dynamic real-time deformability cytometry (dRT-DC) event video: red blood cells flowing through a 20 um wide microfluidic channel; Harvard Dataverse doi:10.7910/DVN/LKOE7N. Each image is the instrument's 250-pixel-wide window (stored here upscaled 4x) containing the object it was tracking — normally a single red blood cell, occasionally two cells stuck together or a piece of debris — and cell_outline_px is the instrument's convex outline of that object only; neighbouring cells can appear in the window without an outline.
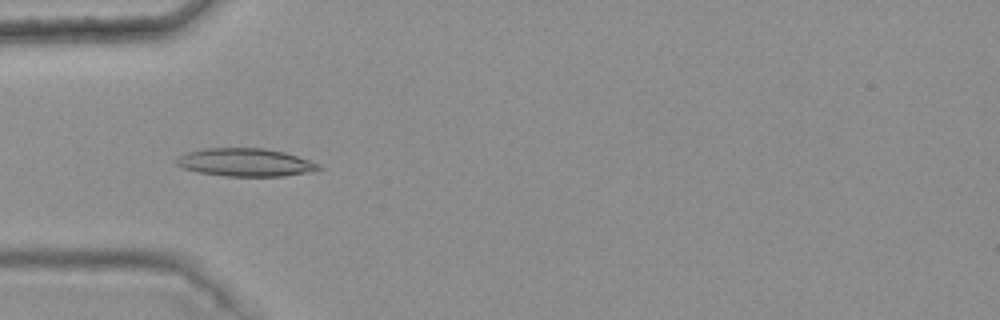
{"species": "common noctule bat (a hibernating species)", "species_latin": "Nyctalus noctula", "temperature_condition": "warm", "stored_images_in_passage": 8, "camera_frame_rate_fps": 3000, "um_per_image_px": 0.085, "animal": {"sex": "female", "body_mass_g": 25.1}, "frame": {"image": 1, "passage_image": 6, "time_ms": 1.667, "image_size_px": [1000, 320], "cell_outline_px": [[324, 168], [312, 172], [284, 176], [224, 176], [200, 172], [184, 168], [176, 164], [172, 160], [188, 152], [204, 148], [264, 148], [284, 152], [320, 164]], "centroid_in_image_um": [20.87, 13.8], "position_along_channel_um": 64.1, "area_um2": 23.24}}
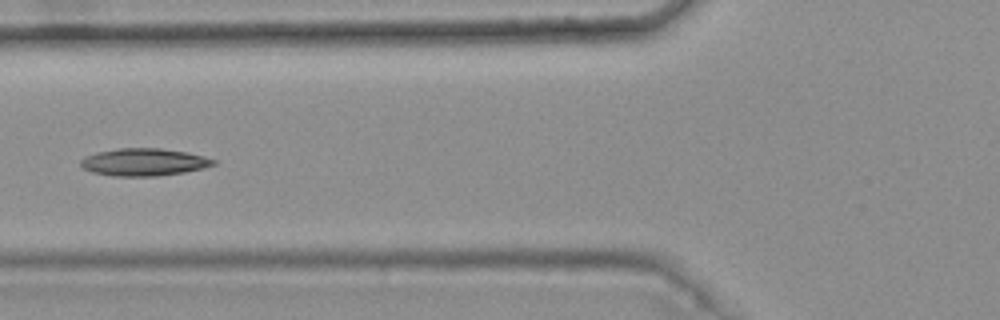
{"frame": {"image": 2, "passage_image": 7, "time_ms": 2.0, "image_size_px": [1000, 320], "cell_outline_px": [[216, 164], [204, 168], [184, 172], [156, 176], [112, 176], [92, 172], [84, 168], [80, 164], [80, 160], [84, 156], [96, 152], [120, 148], [160, 148], [188, 152], [204, 156], [216, 160]], "centroid_in_image_um": [12.23, 13.77], "position_along_channel_um": 113.6, "area_um2": 21.33}}
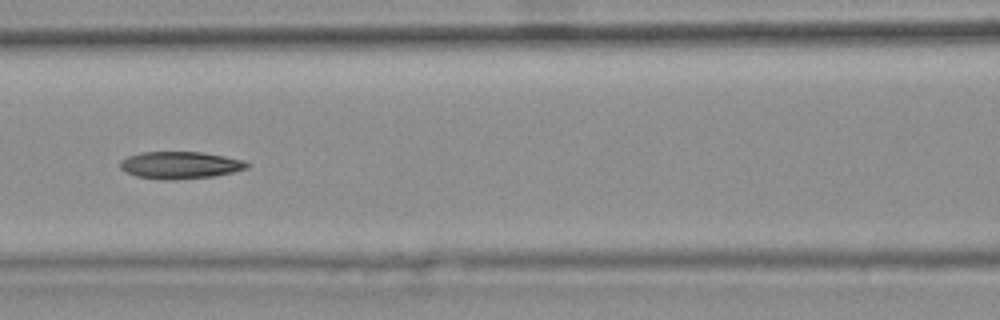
{"frame": {"image": 3, "passage_image": 8, "time_ms": 2.333, "image_size_px": [1000, 320], "cell_outline_px": [[252, 164], [248, 168], [232, 172], [212, 176], [172, 180], [164, 180], [136, 176], [120, 168], [120, 160], [128, 156], [140, 152], [200, 152], [224, 156], [244, 160]], "centroid_in_image_um": [15.32, 14.03], "position_along_channel_um": 151.3, "area_um2": 20.06}}